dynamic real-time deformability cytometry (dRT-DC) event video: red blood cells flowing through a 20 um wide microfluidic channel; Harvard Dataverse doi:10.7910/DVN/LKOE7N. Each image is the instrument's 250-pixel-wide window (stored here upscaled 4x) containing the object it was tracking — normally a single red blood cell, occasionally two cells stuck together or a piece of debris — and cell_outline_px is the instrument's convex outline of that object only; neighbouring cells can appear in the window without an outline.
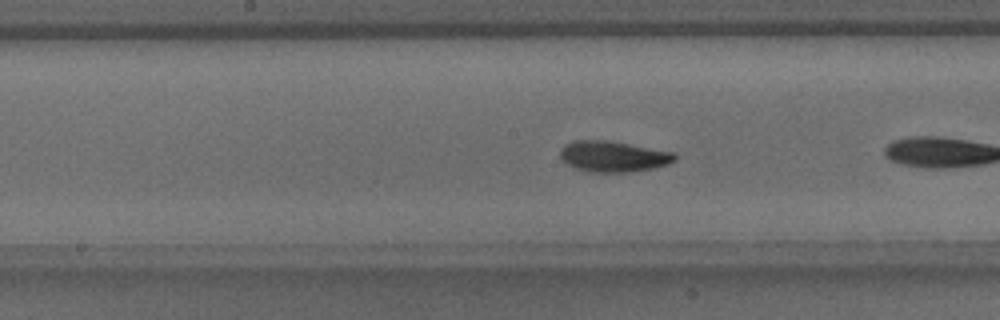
{"species": "common noctule bat (a hibernating species)", "species_latin": "Nyctalus noctula", "temperature_condition": "warm", "stored_images_in_passage": 23, "camera_frame_rate_fps": 3000, "um_per_image_px": 0.085, "animal": {"sex": "male", "body_mass_g": 15.6}, "frame": {"image": 1, "passage_image": 10, "time_ms": 3.0, "image_size_px": [1000, 320], "cell_outline_px": [[676, 160], [668, 164], [652, 168], [628, 172], [588, 172], [576, 168], [568, 164], [560, 156], [560, 148], [564, 144], [572, 140], [604, 140], [628, 144], [672, 152], [676, 156]], "centroid_in_image_um": [52.08, 13.29], "position_along_channel_um": 196.1, "area_um2": 20.4}}